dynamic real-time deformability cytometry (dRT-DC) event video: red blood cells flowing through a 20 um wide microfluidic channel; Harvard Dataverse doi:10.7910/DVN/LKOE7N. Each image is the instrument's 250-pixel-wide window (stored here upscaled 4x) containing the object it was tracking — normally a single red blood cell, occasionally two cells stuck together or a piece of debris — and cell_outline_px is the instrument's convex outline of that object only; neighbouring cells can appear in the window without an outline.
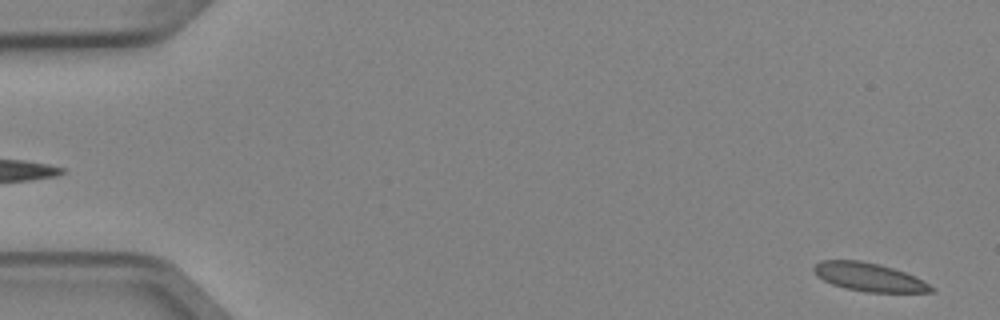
{"species": "Egyptian fruit bat (a non-hibernating species)", "species_latin": "Rousettus aegyptiacus", "temperature_condition": "cold", "stored_images_in_passage": 5, "segment_of_instrument_passage": [2, 2], "camera_frame_rate_fps": 3000, "um_per_image_px": 0.085, "animal": {"sex": "female"}, "frame": {"image": 1, "passage_image": 5, "time_ms": 1.333, "image_size_px": [1000, 320], "cell_outline_px": [[936, 292], [864, 292], [844, 288], [832, 284], [816, 276], [812, 268], [820, 260], [860, 260], [892, 268], [916, 276], [936, 288]], "centroid_in_image_um": [73.87, 23.56], "position_along_channel_um": 11.1, "area_um2": 19.48}}